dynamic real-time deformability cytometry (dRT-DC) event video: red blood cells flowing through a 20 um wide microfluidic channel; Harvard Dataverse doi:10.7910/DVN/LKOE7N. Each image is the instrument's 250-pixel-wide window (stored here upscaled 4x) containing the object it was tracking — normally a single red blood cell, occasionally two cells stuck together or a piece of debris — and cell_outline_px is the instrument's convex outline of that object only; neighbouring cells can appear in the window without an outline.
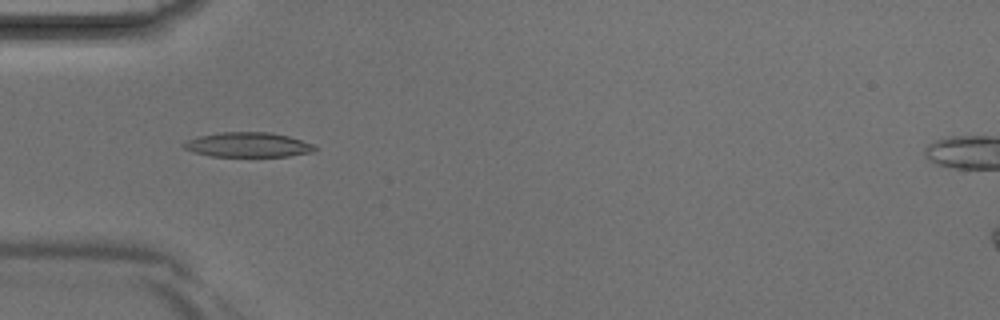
{"species": "Egyptian fruit bat (a non-hibernating species)", "species_latin": "Rousettus aegyptiacus", "temperature_condition": "room temperature", "stored_images_in_passage": 3, "camera_frame_rate_fps": 3000, "um_per_image_px": 0.085, "animal": {"sex": "male"}, "frame": {"image": 1, "passage_image": 2, "time_ms": 0.333, "image_size_px": [1000, 320], "cell_outline_px": [[316, 152], [288, 156], [212, 156], [192, 152], [184, 148], [180, 144], [188, 140], [200, 136], [220, 132], [272, 132], [288, 136], [312, 144], [316, 148]], "centroid_in_image_um": [21.07, 12.3], "position_along_channel_um": 63.9, "area_um2": 18.84}}